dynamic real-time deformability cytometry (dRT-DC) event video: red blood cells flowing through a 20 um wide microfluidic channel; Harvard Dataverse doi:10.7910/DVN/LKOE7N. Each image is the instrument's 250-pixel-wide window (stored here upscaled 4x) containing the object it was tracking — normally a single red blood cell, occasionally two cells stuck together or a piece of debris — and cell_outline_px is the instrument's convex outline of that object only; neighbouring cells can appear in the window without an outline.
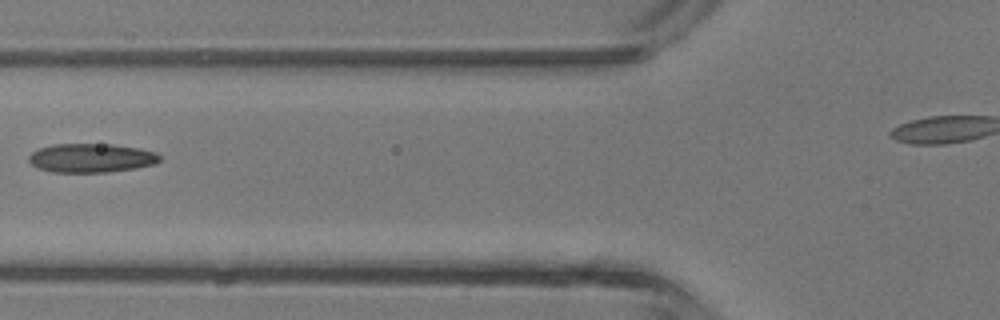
{"species": "common noctule bat (a hibernating species)", "species_latin": "Nyctalus noctula", "temperature_condition": "room temperature", "stored_images_in_passage": 8, "camera_frame_rate_fps": 3000, "um_per_image_px": 0.085, "animal": {"sex": "male", "body_mass_g": 13.3}, "frame": {"image": 1, "passage_image": 7, "time_ms": 7.0, "image_size_px": [1000, 320], "cell_outline_px": [[160, 160], [152, 164], [136, 168], [108, 172], [52, 172], [40, 168], [32, 164], [28, 160], [28, 156], [32, 152], [40, 148], [52, 144], [112, 144], [140, 148], [156, 152], [160, 156]], "centroid_in_image_um": [7.75, 13.42], "position_along_channel_um": 118.0, "area_um2": 22.02}}